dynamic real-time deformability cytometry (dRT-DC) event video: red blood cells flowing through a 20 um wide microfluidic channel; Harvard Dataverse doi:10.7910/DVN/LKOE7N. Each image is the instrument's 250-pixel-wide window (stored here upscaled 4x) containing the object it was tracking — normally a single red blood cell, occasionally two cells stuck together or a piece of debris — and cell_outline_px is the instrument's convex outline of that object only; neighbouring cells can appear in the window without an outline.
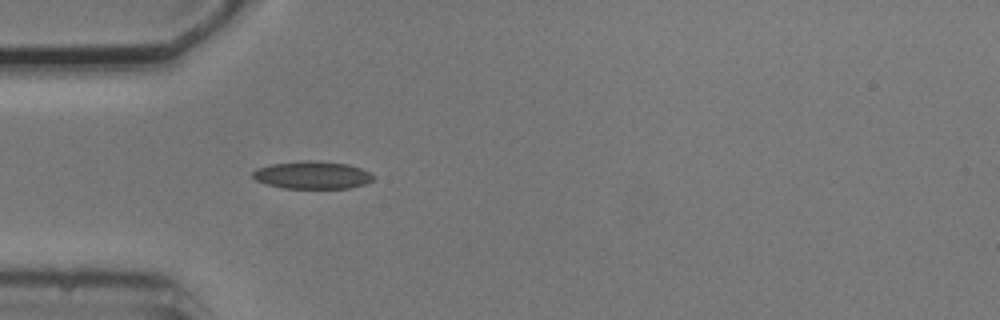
{"species": "common noctule bat (a hibernating species)", "species_latin": "Nyctalus noctula", "temperature_condition": "cold", "stored_images_in_passage": 1, "camera_frame_rate_fps": 3000, "um_per_image_px": 0.085, "animal": {"sex": "male", "body_mass_g": 20.5, "forearm_length_mm": 52.5}, "frame": {"image": 1, "passage_image": 1, "time_ms": 0.0, "image_size_px": [1000, 320], "cell_outline_px": [[376, 176], [372, 180], [364, 184], [352, 188], [284, 188], [264, 184], [256, 180], [252, 176], [252, 172], [256, 168], [272, 164], [308, 160], [348, 164], [372, 172]], "centroid_in_image_um": [26.56, 14.88], "position_along_channel_um": 58.4, "area_um2": 19.48}}